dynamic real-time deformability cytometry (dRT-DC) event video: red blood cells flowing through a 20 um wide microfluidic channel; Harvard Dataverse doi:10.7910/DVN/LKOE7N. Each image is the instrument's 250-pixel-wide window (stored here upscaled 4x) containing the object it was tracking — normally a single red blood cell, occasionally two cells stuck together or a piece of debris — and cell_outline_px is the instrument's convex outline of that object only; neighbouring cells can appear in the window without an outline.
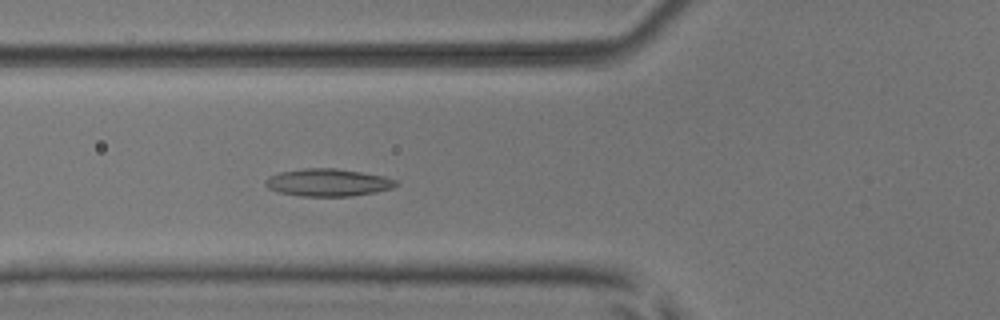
{"species": "common noctule bat (a hibernating species)", "species_latin": "Nyctalus noctula", "temperature_condition": "room temperature", "stored_images_in_passage": 5, "camera_frame_rate_fps": 3000, "um_per_image_px": 0.085, "animal": {"sex": "male", "body_mass_g": 17.9, "forearm_length_mm": 54.2}, "frame": {"image": 1, "passage_image": 5, "time_ms": 1.333, "image_size_px": [1000, 320], "cell_outline_px": [[400, 184], [392, 188], [376, 192], [352, 196], [300, 196], [276, 192], [268, 188], [264, 184], [264, 180], [268, 176], [280, 172], [304, 168], [336, 168], [384, 176], [396, 180]], "centroid_in_image_um": [27.85, 15.51], "position_along_channel_um": 98.0, "area_um2": 21.1}}